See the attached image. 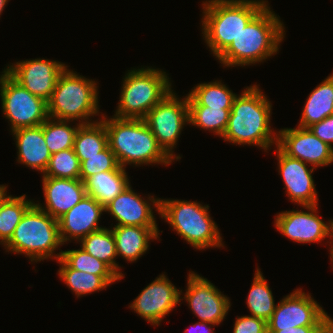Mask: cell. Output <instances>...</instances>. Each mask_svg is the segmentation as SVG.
I'll list each match as a JSON object with an SVG mask.
<instances>
[{"label": "cell", "mask_w": 333, "mask_h": 333, "mask_svg": "<svg viewBox=\"0 0 333 333\" xmlns=\"http://www.w3.org/2000/svg\"><path fill=\"white\" fill-rule=\"evenodd\" d=\"M132 189L129 184L119 195L104 206L105 212L110 213L118 221L115 226L158 227L151 205L160 214V198L149 196L147 201Z\"/></svg>", "instance_id": "17"}, {"label": "cell", "mask_w": 333, "mask_h": 333, "mask_svg": "<svg viewBox=\"0 0 333 333\" xmlns=\"http://www.w3.org/2000/svg\"><path fill=\"white\" fill-rule=\"evenodd\" d=\"M0 97L3 115L11 131L41 125L48 118L47 102L33 95L5 70L0 75Z\"/></svg>", "instance_id": "9"}, {"label": "cell", "mask_w": 333, "mask_h": 333, "mask_svg": "<svg viewBox=\"0 0 333 333\" xmlns=\"http://www.w3.org/2000/svg\"><path fill=\"white\" fill-rule=\"evenodd\" d=\"M61 258L78 271L92 273L98 276H118L106 263L92 256L83 248L62 251Z\"/></svg>", "instance_id": "34"}, {"label": "cell", "mask_w": 333, "mask_h": 333, "mask_svg": "<svg viewBox=\"0 0 333 333\" xmlns=\"http://www.w3.org/2000/svg\"><path fill=\"white\" fill-rule=\"evenodd\" d=\"M328 243H330L332 246H331V248H330V255H331V262L333 263V241H330V242H328ZM333 267V266H332Z\"/></svg>", "instance_id": "43"}, {"label": "cell", "mask_w": 333, "mask_h": 333, "mask_svg": "<svg viewBox=\"0 0 333 333\" xmlns=\"http://www.w3.org/2000/svg\"><path fill=\"white\" fill-rule=\"evenodd\" d=\"M8 2H9V0H0V15Z\"/></svg>", "instance_id": "42"}, {"label": "cell", "mask_w": 333, "mask_h": 333, "mask_svg": "<svg viewBox=\"0 0 333 333\" xmlns=\"http://www.w3.org/2000/svg\"><path fill=\"white\" fill-rule=\"evenodd\" d=\"M125 168L95 174L85 181L87 195L105 206L119 195L130 183Z\"/></svg>", "instance_id": "24"}, {"label": "cell", "mask_w": 333, "mask_h": 333, "mask_svg": "<svg viewBox=\"0 0 333 333\" xmlns=\"http://www.w3.org/2000/svg\"><path fill=\"white\" fill-rule=\"evenodd\" d=\"M187 289L183 295L190 309L200 321L219 325L230 309L229 297L224 295L206 278L190 272Z\"/></svg>", "instance_id": "13"}, {"label": "cell", "mask_w": 333, "mask_h": 333, "mask_svg": "<svg viewBox=\"0 0 333 333\" xmlns=\"http://www.w3.org/2000/svg\"><path fill=\"white\" fill-rule=\"evenodd\" d=\"M108 135V146L119 166L169 165L174 162L158 145L156 137L144 119H121L102 116Z\"/></svg>", "instance_id": "3"}, {"label": "cell", "mask_w": 333, "mask_h": 333, "mask_svg": "<svg viewBox=\"0 0 333 333\" xmlns=\"http://www.w3.org/2000/svg\"><path fill=\"white\" fill-rule=\"evenodd\" d=\"M208 209V205L197 201L160 199L159 215L195 249L223 248L218 226Z\"/></svg>", "instance_id": "7"}, {"label": "cell", "mask_w": 333, "mask_h": 333, "mask_svg": "<svg viewBox=\"0 0 333 333\" xmlns=\"http://www.w3.org/2000/svg\"><path fill=\"white\" fill-rule=\"evenodd\" d=\"M6 189H7L6 185H0V206L8 198V196H10V195H7Z\"/></svg>", "instance_id": "40"}, {"label": "cell", "mask_w": 333, "mask_h": 333, "mask_svg": "<svg viewBox=\"0 0 333 333\" xmlns=\"http://www.w3.org/2000/svg\"><path fill=\"white\" fill-rule=\"evenodd\" d=\"M111 230L115 239L117 256L128 262L138 260L149 250L150 240H157L160 234L158 227L114 226Z\"/></svg>", "instance_id": "22"}, {"label": "cell", "mask_w": 333, "mask_h": 333, "mask_svg": "<svg viewBox=\"0 0 333 333\" xmlns=\"http://www.w3.org/2000/svg\"><path fill=\"white\" fill-rule=\"evenodd\" d=\"M262 274L260 269L257 268L246 300L251 316L264 319L267 322L277 304H275L273 293Z\"/></svg>", "instance_id": "29"}, {"label": "cell", "mask_w": 333, "mask_h": 333, "mask_svg": "<svg viewBox=\"0 0 333 333\" xmlns=\"http://www.w3.org/2000/svg\"><path fill=\"white\" fill-rule=\"evenodd\" d=\"M26 195L8 196L0 206V244L5 245L12 237L25 212L35 203Z\"/></svg>", "instance_id": "30"}, {"label": "cell", "mask_w": 333, "mask_h": 333, "mask_svg": "<svg viewBox=\"0 0 333 333\" xmlns=\"http://www.w3.org/2000/svg\"><path fill=\"white\" fill-rule=\"evenodd\" d=\"M277 146L288 156L312 167L333 163V148L316 137L309 128H284L278 131Z\"/></svg>", "instance_id": "16"}, {"label": "cell", "mask_w": 333, "mask_h": 333, "mask_svg": "<svg viewBox=\"0 0 333 333\" xmlns=\"http://www.w3.org/2000/svg\"><path fill=\"white\" fill-rule=\"evenodd\" d=\"M108 146V135L104 122L92 121V123L81 124L77 130L73 149L80 163L86 157H93Z\"/></svg>", "instance_id": "27"}, {"label": "cell", "mask_w": 333, "mask_h": 333, "mask_svg": "<svg viewBox=\"0 0 333 333\" xmlns=\"http://www.w3.org/2000/svg\"><path fill=\"white\" fill-rule=\"evenodd\" d=\"M267 4L217 58L224 67L247 66L275 55L284 37V24Z\"/></svg>", "instance_id": "2"}, {"label": "cell", "mask_w": 333, "mask_h": 333, "mask_svg": "<svg viewBox=\"0 0 333 333\" xmlns=\"http://www.w3.org/2000/svg\"><path fill=\"white\" fill-rule=\"evenodd\" d=\"M67 68L59 75L47 102L48 117L71 121L79 119L81 124L92 123L89 117L100 113L97 83Z\"/></svg>", "instance_id": "6"}, {"label": "cell", "mask_w": 333, "mask_h": 333, "mask_svg": "<svg viewBox=\"0 0 333 333\" xmlns=\"http://www.w3.org/2000/svg\"><path fill=\"white\" fill-rule=\"evenodd\" d=\"M233 333H267V322L254 316H237Z\"/></svg>", "instance_id": "36"}, {"label": "cell", "mask_w": 333, "mask_h": 333, "mask_svg": "<svg viewBox=\"0 0 333 333\" xmlns=\"http://www.w3.org/2000/svg\"><path fill=\"white\" fill-rule=\"evenodd\" d=\"M181 293L182 290L177 289L162 273L140 292L129 308L148 323L158 326L183 299Z\"/></svg>", "instance_id": "15"}, {"label": "cell", "mask_w": 333, "mask_h": 333, "mask_svg": "<svg viewBox=\"0 0 333 333\" xmlns=\"http://www.w3.org/2000/svg\"><path fill=\"white\" fill-rule=\"evenodd\" d=\"M321 333H333V319L328 322V324L323 328Z\"/></svg>", "instance_id": "41"}, {"label": "cell", "mask_w": 333, "mask_h": 333, "mask_svg": "<svg viewBox=\"0 0 333 333\" xmlns=\"http://www.w3.org/2000/svg\"><path fill=\"white\" fill-rule=\"evenodd\" d=\"M321 141L333 148V115L308 127Z\"/></svg>", "instance_id": "37"}, {"label": "cell", "mask_w": 333, "mask_h": 333, "mask_svg": "<svg viewBox=\"0 0 333 333\" xmlns=\"http://www.w3.org/2000/svg\"><path fill=\"white\" fill-rule=\"evenodd\" d=\"M103 212H105L104 206L94 197L86 195L58 220L62 244L70 239H74L78 243L90 233L104 228L98 226Z\"/></svg>", "instance_id": "19"}, {"label": "cell", "mask_w": 333, "mask_h": 333, "mask_svg": "<svg viewBox=\"0 0 333 333\" xmlns=\"http://www.w3.org/2000/svg\"><path fill=\"white\" fill-rule=\"evenodd\" d=\"M66 67L56 60L37 58L18 61L4 70L30 93L48 102L59 75Z\"/></svg>", "instance_id": "14"}, {"label": "cell", "mask_w": 333, "mask_h": 333, "mask_svg": "<svg viewBox=\"0 0 333 333\" xmlns=\"http://www.w3.org/2000/svg\"><path fill=\"white\" fill-rule=\"evenodd\" d=\"M119 166L115 154L107 146L93 157H86L80 163V179L85 182L89 177L106 171H113Z\"/></svg>", "instance_id": "35"}, {"label": "cell", "mask_w": 333, "mask_h": 333, "mask_svg": "<svg viewBox=\"0 0 333 333\" xmlns=\"http://www.w3.org/2000/svg\"><path fill=\"white\" fill-rule=\"evenodd\" d=\"M70 122L71 120H58L51 117L43 122V135L51 154L73 148L81 123L71 127Z\"/></svg>", "instance_id": "31"}, {"label": "cell", "mask_w": 333, "mask_h": 333, "mask_svg": "<svg viewBox=\"0 0 333 333\" xmlns=\"http://www.w3.org/2000/svg\"><path fill=\"white\" fill-rule=\"evenodd\" d=\"M237 95L220 80L200 83L187 95L188 106H207L211 108L231 109Z\"/></svg>", "instance_id": "26"}, {"label": "cell", "mask_w": 333, "mask_h": 333, "mask_svg": "<svg viewBox=\"0 0 333 333\" xmlns=\"http://www.w3.org/2000/svg\"><path fill=\"white\" fill-rule=\"evenodd\" d=\"M215 324L209 322H197L190 329L185 330V333H214V330L211 328Z\"/></svg>", "instance_id": "39"}, {"label": "cell", "mask_w": 333, "mask_h": 333, "mask_svg": "<svg viewBox=\"0 0 333 333\" xmlns=\"http://www.w3.org/2000/svg\"><path fill=\"white\" fill-rule=\"evenodd\" d=\"M58 263L60 265L59 277L76 294L77 298L92 292H99L115 281L121 280L119 276H98L72 269L62 258L58 260Z\"/></svg>", "instance_id": "25"}, {"label": "cell", "mask_w": 333, "mask_h": 333, "mask_svg": "<svg viewBox=\"0 0 333 333\" xmlns=\"http://www.w3.org/2000/svg\"><path fill=\"white\" fill-rule=\"evenodd\" d=\"M265 0H206L203 2V39L218 58L245 26L268 4Z\"/></svg>", "instance_id": "4"}, {"label": "cell", "mask_w": 333, "mask_h": 333, "mask_svg": "<svg viewBox=\"0 0 333 333\" xmlns=\"http://www.w3.org/2000/svg\"><path fill=\"white\" fill-rule=\"evenodd\" d=\"M42 177L80 179V161L74 149L70 148L51 154Z\"/></svg>", "instance_id": "33"}, {"label": "cell", "mask_w": 333, "mask_h": 333, "mask_svg": "<svg viewBox=\"0 0 333 333\" xmlns=\"http://www.w3.org/2000/svg\"><path fill=\"white\" fill-rule=\"evenodd\" d=\"M333 115V73L309 94L298 126L308 128Z\"/></svg>", "instance_id": "23"}, {"label": "cell", "mask_w": 333, "mask_h": 333, "mask_svg": "<svg viewBox=\"0 0 333 333\" xmlns=\"http://www.w3.org/2000/svg\"><path fill=\"white\" fill-rule=\"evenodd\" d=\"M166 72L152 67L128 70L123 78L120 102L113 117L144 119L172 90Z\"/></svg>", "instance_id": "8"}, {"label": "cell", "mask_w": 333, "mask_h": 333, "mask_svg": "<svg viewBox=\"0 0 333 333\" xmlns=\"http://www.w3.org/2000/svg\"><path fill=\"white\" fill-rule=\"evenodd\" d=\"M61 245L58 221L34 203L25 212L4 247L8 252L24 254L31 262H38L53 257L58 261L62 250L57 254L54 252Z\"/></svg>", "instance_id": "5"}, {"label": "cell", "mask_w": 333, "mask_h": 333, "mask_svg": "<svg viewBox=\"0 0 333 333\" xmlns=\"http://www.w3.org/2000/svg\"><path fill=\"white\" fill-rule=\"evenodd\" d=\"M332 318L301 288L286 295L267 321V331H280L302 326H326Z\"/></svg>", "instance_id": "11"}, {"label": "cell", "mask_w": 333, "mask_h": 333, "mask_svg": "<svg viewBox=\"0 0 333 333\" xmlns=\"http://www.w3.org/2000/svg\"><path fill=\"white\" fill-rule=\"evenodd\" d=\"M188 110L190 125L211 131L222 138L228 126L231 109L188 106Z\"/></svg>", "instance_id": "32"}, {"label": "cell", "mask_w": 333, "mask_h": 333, "mask_svg": "<svg viewBox=\"0 0 333 333\" xmlns=\"http://www.w3.org/2000/svg\"><path fill=\"white\" fill-rule=\"evenodd\" d=\"M12 134L16 139L17 161L44 174L51 153L43 135V123L35 127L17 129Z\"/></svg>", "instance_id": "21"}, {"label": "cell", "mask_w": 333, "mask_h": 333, "mask_svg": "<svg viewBox=\"0 0 333 333\" xmlns=\"http://www.w3.org/2000/svg\"><path fill=\"white\" fill-rule=\"evenodd\" d=\"M171 91L161 102L157 103L145 116L144 121L156 137L158 145L172 159L176 156L174 147L185 124H189L187 96L180 98Z\"/></svg>", "instance_id": "10"}, {"label": "cell", "mask_w": 333, "mask_h": 333, "mask_svg": "<svg viewBox=\"0 0 333 333\" xmlns=\"http://www.w3.org/2000/svg\"><path fill=\"white\" fill-rule=\"evenodd\" d=\"M42 184L45 207L35 204L57 221L87 195L81 179L43 177Z\"/></svg>", "instance_id": "20"}, {"label": "cell", "mask_w": 333, "mask_h": 333, "mask_svg": "<svg viewBox=\"0 0 333 333\" xmlns=\"http://www.w3.org/2000/svg\"><path fill=\"white\" fill-rule=\"evenodd\" d=\"M301 207L307 209V212L291 210L278 213L274 221L277 231L288 239L303 244L320 243L327 237L333 240V220L327 223L319 218L317 205Z\"/></svg>", "instance_id": "12"}, {"label": "cell", "mask_w": 333, "mask_h": 333, "mask_svg": "<svg viewBox=\"0 0 333 333\" xmlns=\"http://www.w3.org/2000/svg\"><path fill=\"white\" fill-rule=\"evenodd\" d=\"M268 100L256 84L236 96L223 140L239 146H258L265 152L277 145L278 131L270 127L272 104Z\"/></svg>", "instance_id": "1"}, {"label": "cell", "mask_w": 333, "mask_h": 333, "mask_svg": "<svg viewBox=\"0 0 333 333\" xmlns=\"http://www.w3.org/2000/svg\"><path fill=\"white\" fill-rule=\"evenodd\" d=\"M325 326H302L288 328L280 331H267V333H321Z\"/></svg>", "instance_id": "38"}, {"label": "cell", "mask_w": 333, "mask_h": 333, "mask_svg": "<svg viewBox=\"0 0 333 333\" xmlns=\"http://www.w3.org/2000/svg\"><path fill=\"white\" fill-rule=\"evenodd\" d=\"M276 147L279 173L291 202L301 206L318 205V194L312 177L316 168L308 169V164L286 155L277 145Z\"/></svg>", "instance_id": "18"}, {"label": "cell", "mask_w": 333, "mask_h": 333, "mask_svg": "<svg viewBox=\"0 0 333 333\" xmlns=\"http://www.w3.org/2000/svg\"><path fill=\"white\" fill-rule=\"evenodd\" d=\"M86 252L106 263L121 279L124 274L116 263L117 251L112 230L102 228L82 238L79 241Z\"/></svg>", "instance_id": "28"}]
</instances>
